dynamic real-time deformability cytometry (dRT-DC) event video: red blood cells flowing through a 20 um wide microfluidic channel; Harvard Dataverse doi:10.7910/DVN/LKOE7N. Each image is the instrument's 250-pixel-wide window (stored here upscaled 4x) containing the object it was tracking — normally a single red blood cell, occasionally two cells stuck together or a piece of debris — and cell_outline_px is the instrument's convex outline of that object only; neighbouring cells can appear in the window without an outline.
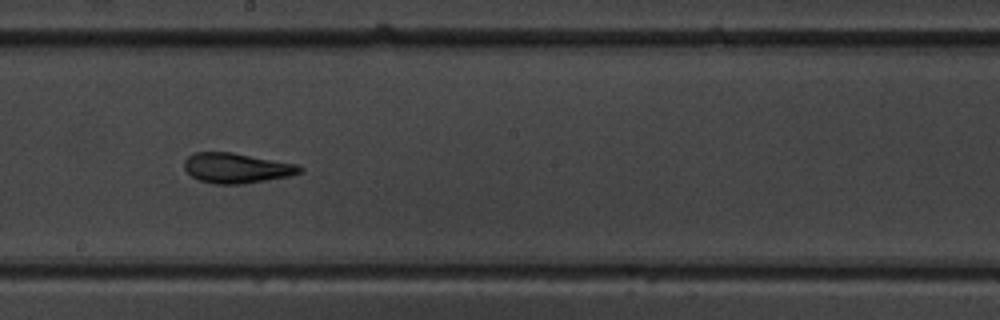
{"species": "common noctule bat (a hibernating species)", "species_latin": "Nyctalus noctula", "temperature_condition": "warm", "stored_images_in_passage": 12, "camera_frame_rate_fps": 3000, "um_per_image_px": 0.085, "animal": {"sex": "male", "body_mass_g": 19.5, "forearm_length_mm": 54.6}, "frame": {"image": 1, "passage_image": 6, "time_ms": 5.667, "image_size_px": [1000, 320], "cell_outline_px": [[304, 172], [288, 176], [240, 184], [216, 184], [200, 180], [192, 176], [184, 168], [184, 160], [192, 152], [232, 152], [296, 164], [304, 168]], "centroid_in_image_um": [20.1, 14.27], "position_along_channel_um": 228.1, "area_um2": 20.11}}
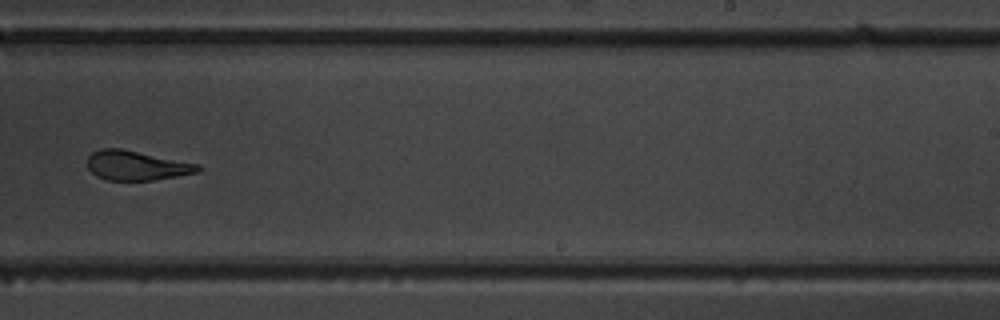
{"frame": {"image": 2, "passage_image": 7, "time_ms": 7.0, "image_size_px": [1000, 320], "cell_outline_px": [[200, 172], [152, 180], [108, 180], [96, 176], [88, 168], [88, 156], [92, 152], [100, 148], [120, 148], [200, 164]], "centroid_in_image_um": [11.59, 14.06], "position_along_channel_um": 277.4, "area_um2": 18.96}}
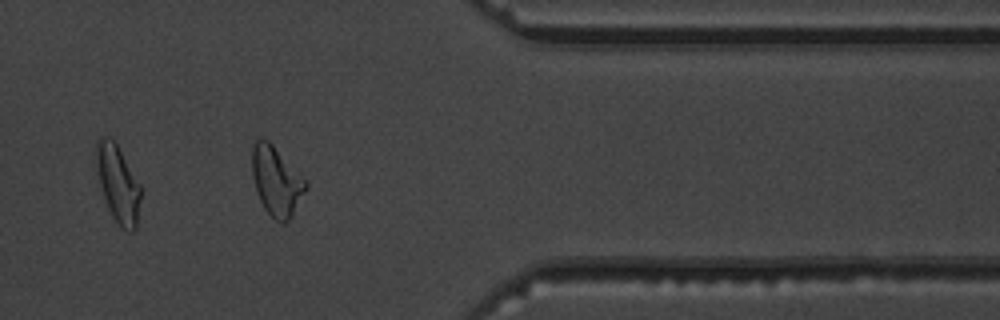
{"frame": {"image": 3, "passage_image": 10, "time_ms": 10.333, "image_size_px": [1000, 320], "cell_outline_px": [[308, 188], [292, 216], [284, 224], [280, 224], [264, 208], [256, 192], [252, 176], [252, 144], [260, 136], [268, 140], [308, 180]], "centroid_in_image_um": [23.51, 15.38], "position_along_channel_um": 387.9, "area_um2": 22.08}, "authors_computed_cell_mechanics": {"area_um2": 21.1837, "velocity_mm_per_s": 3.7208, "shape_relaxation_time_tau1_ms": 6.4419, "shape_relaxation_time_tau2_ms": 2.2023, "deformation_change_tau1": 0.1613, "deformation_change_tau2": 0.0766}}